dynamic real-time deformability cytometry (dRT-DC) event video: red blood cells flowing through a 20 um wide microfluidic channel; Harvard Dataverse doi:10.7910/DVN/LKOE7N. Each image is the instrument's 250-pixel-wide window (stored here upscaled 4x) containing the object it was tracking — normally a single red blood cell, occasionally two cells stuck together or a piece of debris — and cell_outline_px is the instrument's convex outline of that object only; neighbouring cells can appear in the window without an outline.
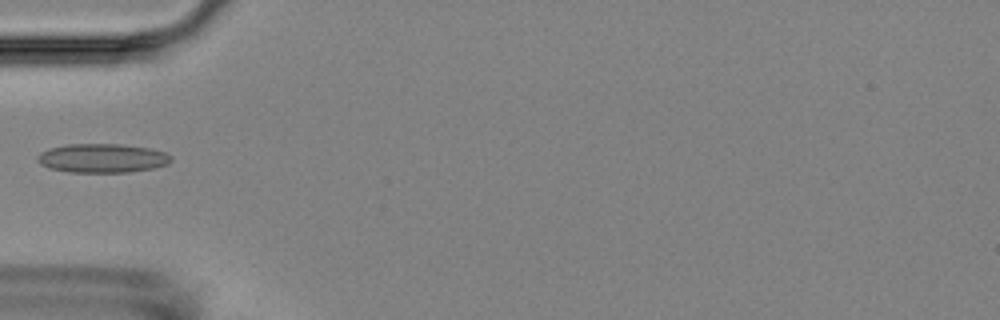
{"species": "Egyptian fruit bat (a non-hibernating species)", "species_latin": "Rousettus aegyptiacus", "temperature_condition": "room temperature", "stored_images_in_passage": 5, "camera_frame_rate_fps": 3000, "um_per_image_px": 0.085, "animal": {"sex": "female"}, "frame": {"image": 1, "passage_image": 5, "time_ms": 4.667, "image_size_px": [1000, 320], "cell_outline_px": [[172, 160], [168, 164], [152, 168], [128, 172], [68, 172], [48, 168], [40, 164], [36, 160], [36, 156], [40, 152], [52, 148], [68, 144], [120, 144], [148, 148], [164, 152], [172, 156]], "centroid_in_image_um": [8.67, 13.45], "position_along_channel_um": 76.3, "area_um2": 22.54}}